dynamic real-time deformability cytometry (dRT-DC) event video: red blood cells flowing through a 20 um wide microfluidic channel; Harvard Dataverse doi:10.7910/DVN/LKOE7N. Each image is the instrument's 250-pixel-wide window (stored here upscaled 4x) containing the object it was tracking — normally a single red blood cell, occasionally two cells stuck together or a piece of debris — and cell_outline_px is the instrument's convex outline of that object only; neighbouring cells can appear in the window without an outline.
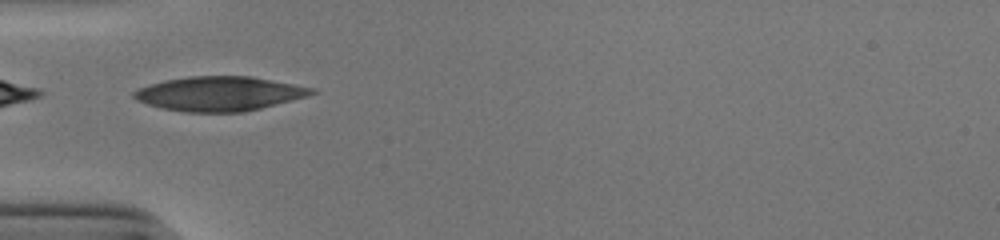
{"species": "human", "species_latin": "Homo sapiens", "temperature_condition": "cold", "stored_images_in_passage": 35, "camera_frame_rate_fps": 3000, "um_per_image_px": 0.085, "donor": {"sex": "male"}, "frame": {"image": 1, "passage_image": 1, "time_ms": 0.0, "image_size_px": [1000, 240], "cell_outline_px": [[316, 92], [304, 96], [260, 108], [244, 112], [184, 112], [164, 108], [148, 104], [136, 100], [132, 96], [132, 92], [140, 88], [164, 80], [188, 76], [252, 76], [316, 88]], "centroid_in_image_um": [18.62, 7.95], "position_along_channel_um": 66.4, "area_um2": 35.32}}
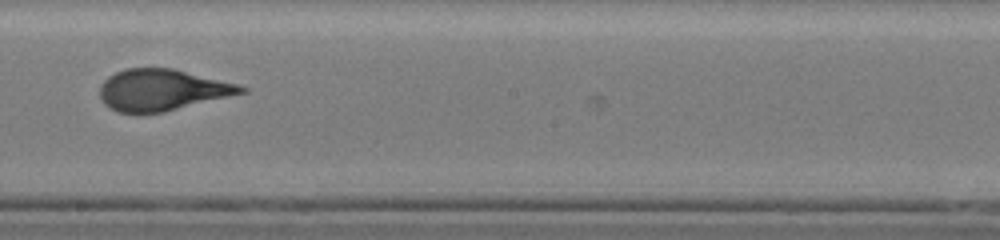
{"frame": {"image": 2, "passage_image": 14, "time_ms": 4.333, "image_size_px": [1000, 240], "cell_outline_px": [[248, 92], [164, 112], [116, 112], [108, 108], [104, 104], [100, 96], [100, 84], [108, 76], [124, 68], [172, 68], [240, 84], [248, 88]], "centroid_in_image_um": [13.79, 7.64], "position_along_channel_um": 234.4, "area_um2": 34.22}}
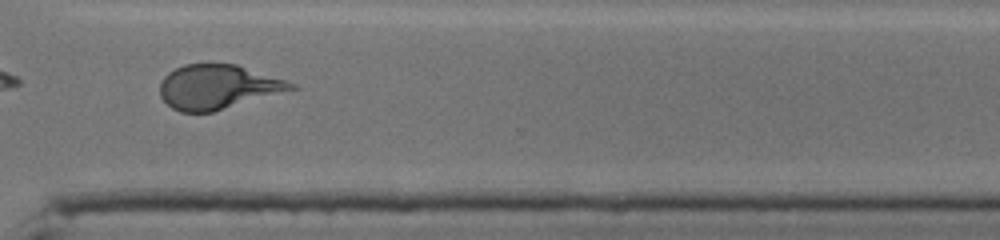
{"frame": {"image": 3, "passage_image": 23, "time_ms": 7.333, "image_size_px": [1000, 240], "cell_outline_px": [[296, 88], [212, 112], [180, 112], [172, 108], [160, 96], [160, 80], [168, 72], [184, 64], [236, 64], [296, 84]], "centroid_in_image_um": [18.44, 7.38], "position_along_channel_um": 352.2, "area_um2": 33.41}, "authors_computed_cell_mechanics": {"area_um2": 34.2754, "velocity_mm_per_s": 3.9153, "shape_relaxation_time_tau1_ms": 6.4217, "shape_relaxation_time_tau2_ms": 0.726, "deformation_change_tau1": 0.2181, "deformation_change_tau2": 0.0683}}